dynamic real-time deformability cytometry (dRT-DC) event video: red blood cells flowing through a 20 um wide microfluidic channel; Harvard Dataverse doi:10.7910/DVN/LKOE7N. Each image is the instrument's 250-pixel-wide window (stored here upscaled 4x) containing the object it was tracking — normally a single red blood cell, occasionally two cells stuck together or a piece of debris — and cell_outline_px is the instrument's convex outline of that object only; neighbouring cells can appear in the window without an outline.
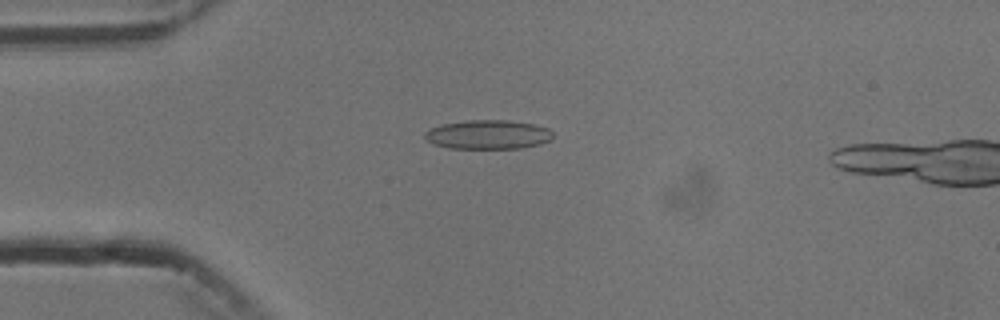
{"species": "common noctule bat (a hibernating species)", "species_latin": "Nyctalus noctula", "temperature_condition": "cold", "stored_images_in_passage": 5, "camera_frame_rate_fps": 3000, "um_per_image_px": 0.085, "animal": {"sex": "male", "body_mass_g": 13.3}, "frame": {"image": 1, "passage_image": 4, "time_ms": 3.667, "image_size_px": [1000, 320], "cell_outline_px": [[552, 140], [540, 144], [520, 148], [448, 148], [432, 144], [424, 136], [424, 132], [440, 124], [468, 120], [508, 120], [532, 124], [548, 128], [552, 132]], "centroid_in_image_um": [41.47, 11.44], "position_along_channel_um": 43.5, "area_um2": 21.73}}